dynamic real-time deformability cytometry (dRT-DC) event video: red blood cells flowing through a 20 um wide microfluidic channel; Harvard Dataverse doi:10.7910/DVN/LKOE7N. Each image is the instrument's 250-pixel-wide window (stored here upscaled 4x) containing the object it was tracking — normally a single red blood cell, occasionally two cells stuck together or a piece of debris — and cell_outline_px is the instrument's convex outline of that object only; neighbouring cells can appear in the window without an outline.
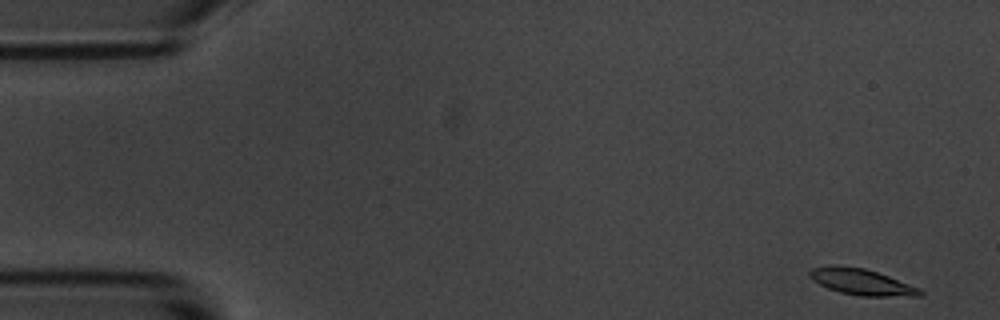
{"species": "common noctule bat (a hibernating species)", "species_latin": "Nyctalus noctula", "temperature_condition": "room temperature", "stored_images_in_passage": 5, "camera_frame_rate_fps": 3000, "um_per_image_px": 0.085, "animal": {"sex": "male", "body_mass_g": 20.1, "forearm_length_mm": 53.5}, "frame": {"image": 1, "passage_image": 1, "time_ms": 0.0, "image_size_px": [1000, 320], "cell_outline_px": [[924, 296], [860, 296], [840, 292], [828, 288], [812, 280], [808, 276], [808, 272], [812, 268], [864, 268], [888, 276], [920, 288], [924, 292]], "centroid_in_image_um": [73.32, 24.02], "position_along_channel_um": 11.7, "area_um2": 16.13}}
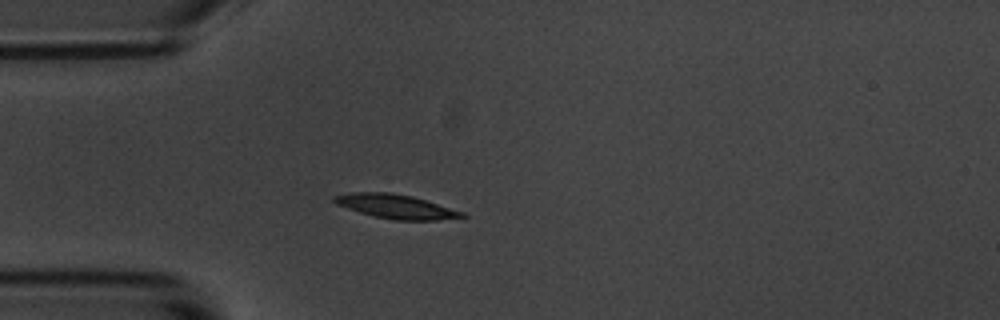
{"frame": {"image": 2, "passage_image": 4, "time_ms": 4.333, "image_size_px": [1000, 320], "cell_outline_px": [[468, 216], [436, 220], [396, 220], [376, 216], [360, 212], [336, 204], [332, 200], [332, 196], [352, 192], [392, 192], [412, 196], [464, 212]], "centroid_in_image_um": [33.63, 17.54], "position_along_channel_um": 51.4, "area_um2": 17.74}}